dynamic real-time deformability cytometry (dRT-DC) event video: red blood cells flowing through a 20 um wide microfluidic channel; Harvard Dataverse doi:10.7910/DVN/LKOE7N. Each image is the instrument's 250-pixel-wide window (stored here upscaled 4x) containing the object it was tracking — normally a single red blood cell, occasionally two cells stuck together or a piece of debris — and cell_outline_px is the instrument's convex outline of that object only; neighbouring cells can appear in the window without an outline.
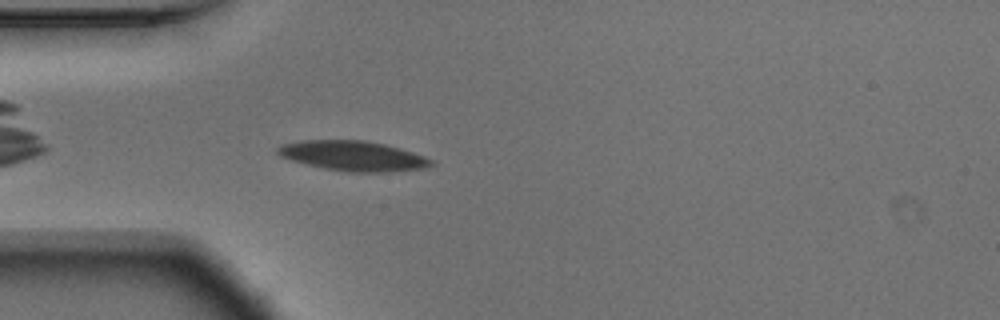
{"species": "Egyptian fruit bat (a non-hibernating species)", "species_latin": "Rousettus aegyptiacus", "temperature_condition": "warm", "stored_images_in_passage": 36, "camera_frame_rate_fps": 3000, "um_per_image_px": 0.085, "animal": {"sex": "male"}, "frame": {"image": 1, "passage_image": 4, "time_ms": 1.0, "image_size_px": [1000, 320], "cell_outline_px": [[436, 164], [424, 168], [384, 172], [348, 172], [324, 168], [292, 160], [280, 156], [276, 152], [276, 148], [284, 144], [300, 140], [364, 140], [384, 144], [400, 148], [424, 156], [432, 160]], "centroid_in_image_um": [30.02, 13.25], "position_along_channel_um": 55.0, "area_um2": 26.65}}
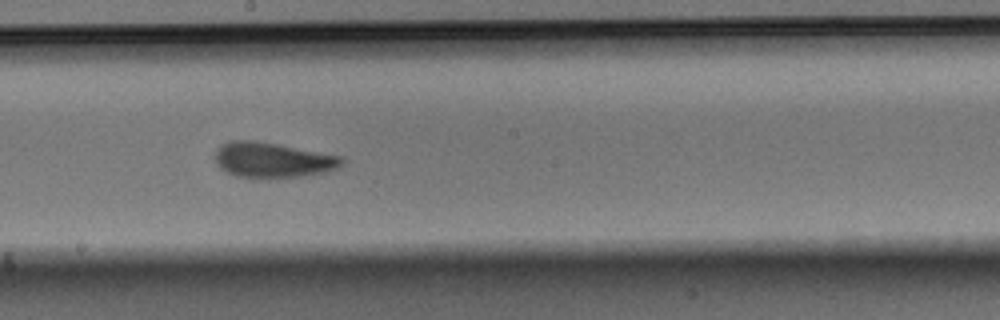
{"frame": {"image": 2, "passage_image": 18, "time_ms": 5.667, "image_size_px": [1000, 320], "cell_outline_px": [[344, 160], [336, 168], [324, 172], [304, 176], [252, 180], [236, 176], [224, 172], [216, 164], [216, 148], [220, 144], [232, 140], [252, 140], [276, 144], [340, 156]], "centroid_in_image_um": [23.07, 13.63], "position_along_channel_um": 225.1, "area_um2": 26.3}}
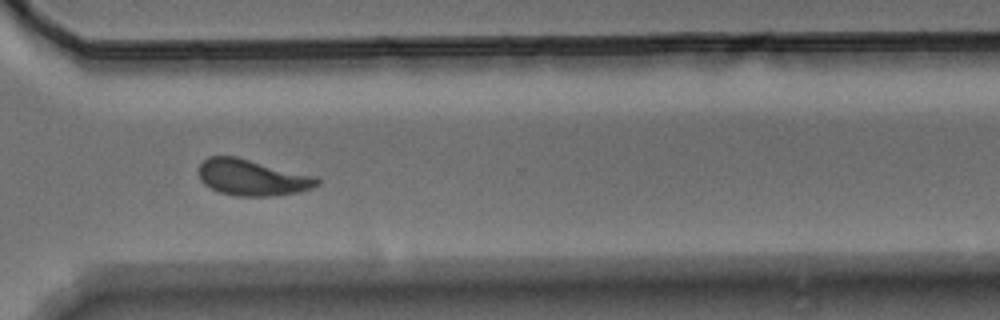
{"frame": {"image": 3, "passage_image": 28, "time_ms": 9.0, "image_size_px": [1000, 320], "cell_outline_px": [[320, 184], [312, 188], [296, 192], [272, 196], [236, 196], [220, 192], [204, 184], [200, 180], [196, 168], [208, 156], [236, 156], [316, 176], [320, 180]], "centroid_in_image_um": [21.41, 15.08], "position_along_channel_um": 349.2, "area_um2": 25.09}, "authors_computed_cell_mechanics": {"area_um2": 25.5187, "velocity_mm_per_s": 3.736, "shape_relaxation_time_tau1_ms": 3.0568, "shape_relaxation_time_tau2_ms": 2.059, "deformation_change_tau1": 0.1375, "deformation_change_tau2": 0.0919}}